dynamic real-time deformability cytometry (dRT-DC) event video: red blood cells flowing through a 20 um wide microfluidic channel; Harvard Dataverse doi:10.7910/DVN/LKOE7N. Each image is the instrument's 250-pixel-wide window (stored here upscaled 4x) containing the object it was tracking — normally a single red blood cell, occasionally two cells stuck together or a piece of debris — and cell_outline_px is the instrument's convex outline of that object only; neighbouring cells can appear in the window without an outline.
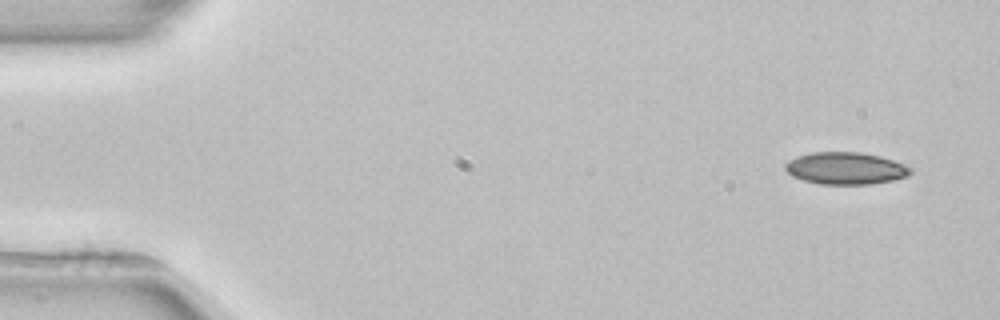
{"species": "common noctule bat (a hibernating species)", "species_latin": "Nyctalus noctula", "temperature_condition": "room temperature", "stored_images_in_passage": 5, "camera_frame_rate_fps": 3000, "um_per_image_px": 0.085, "animal": {"sex": "female", "body_mass_g": 22.7, "forearm_length_mm": 54.2}, "frame": {"image": 1, "passage_image": 1, "time_ms": 0.0, "image_size_px": [1000, 320], "cell_outline_px": [[912, 172], [908, 176], [892, 180], [872, 184], [820, 184], [804, 180], [792, 176], [784, 168], [784, 164], [788, 160], [796, 156], [812, 152], [860, 152], [880, 156], [892, 160], [912, 168]], "centroid_in_image_um": [71.85, 14.3], "position_along_channel_um": 13.1, "area_um2": 23.47}}
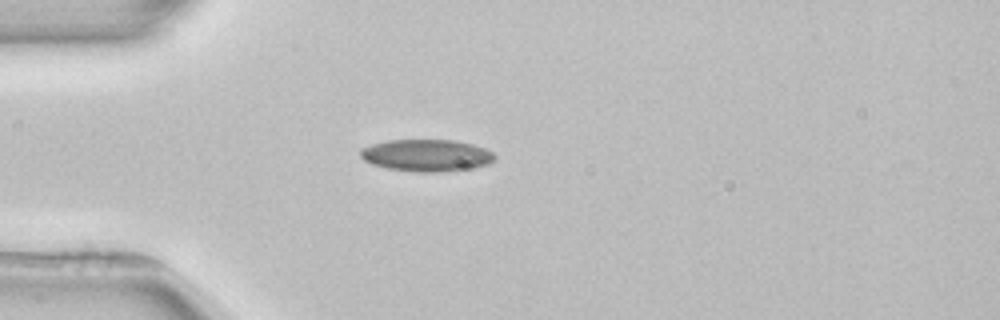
{"frame": {"image": 2, "passage_image": 4, "time_ms": 3.667, "image_size_px": [1000, 320], "cell_outline_px": [[496, 156], [488, 164], [472, 168], [440, 172], [420, 172], [388, 168], [372, 164], [364, 160], [360, 156], [360, 148], [372, 144], [388, 140], [456, 140], [472, 144], [484, 148], [492, 152]], "centroid_in_image_um": [36.24, 13.2], "position_along_channel_um": 48.8, "area_um2": 24.97}}